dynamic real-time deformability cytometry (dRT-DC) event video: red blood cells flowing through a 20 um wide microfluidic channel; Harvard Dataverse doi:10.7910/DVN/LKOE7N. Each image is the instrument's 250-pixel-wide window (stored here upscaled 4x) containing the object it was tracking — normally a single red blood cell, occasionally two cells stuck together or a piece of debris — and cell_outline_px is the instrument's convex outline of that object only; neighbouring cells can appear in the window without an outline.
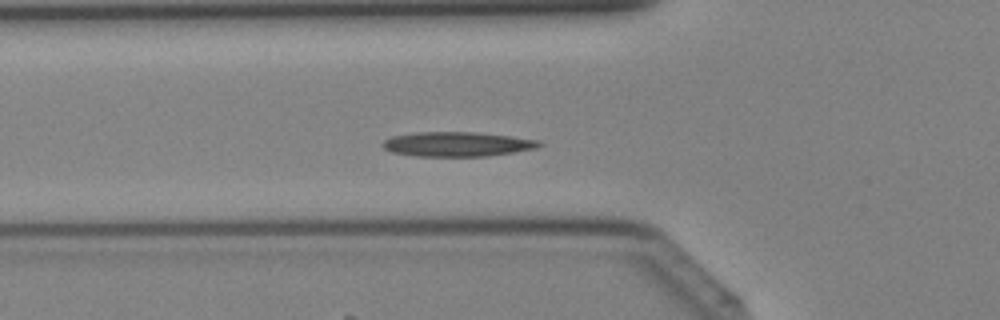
{"species": "Egyptian fruit bat (a non-hibernating species)", "species_latin": "Rousettus aegyptiacus", "temperature_condition": "cold", "stored_images_in_passage": 33, "segment_of_instrument_passage": [1, 2], "camera_frame_rate_fps": 3000, "um_per_image_px": 0.085, "animal": {"sex": "female"}, "frame": {"image": 1, "passage_image": 6, "time_ms": 1.667, "image_size_px": [1000, 320], "cell_outline_px": [[544, 144], [536, 148], [488, 156], [416, 156], [392, 152], [384, 148], [384, 140], [392, 136], [416, 132], [476, 132], [540, 140]], "centroid_in_image_um": [38.87, 12.25], "position_along_channel_um": 86.9, "area_um2": 22.25}}
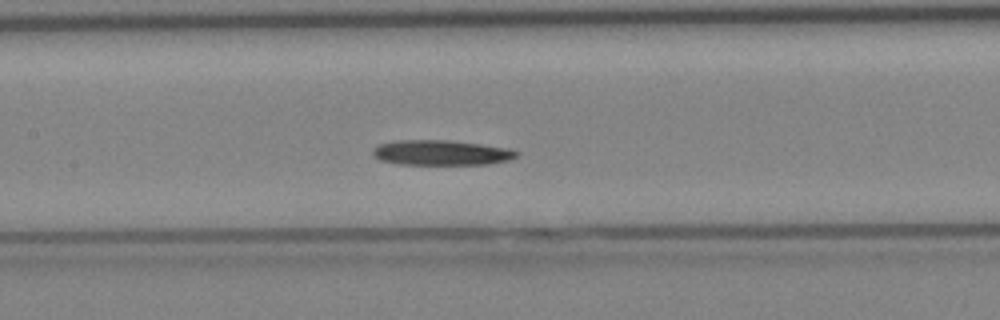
{"frame": {"image": 2, "passage_image": 11, "time_ms": 3.333, "image_size_px": [1000, 320], "cell_outline_px": [[520, 152], [516, 156], [508, 160], [488, 164], [400, 164], [380, 160], [372, 152], [372, 148], [380, 144], [396, 140], [448, 140], [480, 144], [508, 148]], "centroid_in_image_um": [37.5, 12.97], "position_along_channel_um": 169.9, "area_um2": 20.87}}
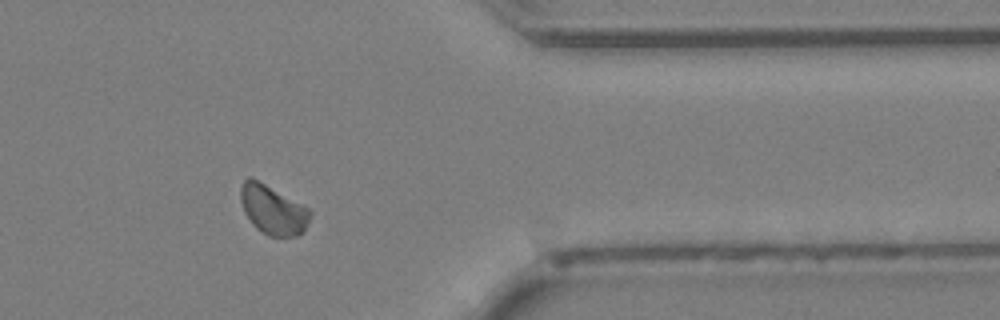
{"frame": {"image": 3, "passage_image": 25, "time_ms": 8.0, "image_size_px": [1000, 320], "cell_outline_px": [[312, 212], [304, 232], [296, 236], [268, 236], [256, 228], [252, 224], [244, 212], [240, 200], [240, 188], [244, 180], [248, 176], [252, 176], [308, 208]], "centroid_in_image_um": [23.17, 17.82], "position_along_channel_um": 388.2, "area_um2": 20.0}}